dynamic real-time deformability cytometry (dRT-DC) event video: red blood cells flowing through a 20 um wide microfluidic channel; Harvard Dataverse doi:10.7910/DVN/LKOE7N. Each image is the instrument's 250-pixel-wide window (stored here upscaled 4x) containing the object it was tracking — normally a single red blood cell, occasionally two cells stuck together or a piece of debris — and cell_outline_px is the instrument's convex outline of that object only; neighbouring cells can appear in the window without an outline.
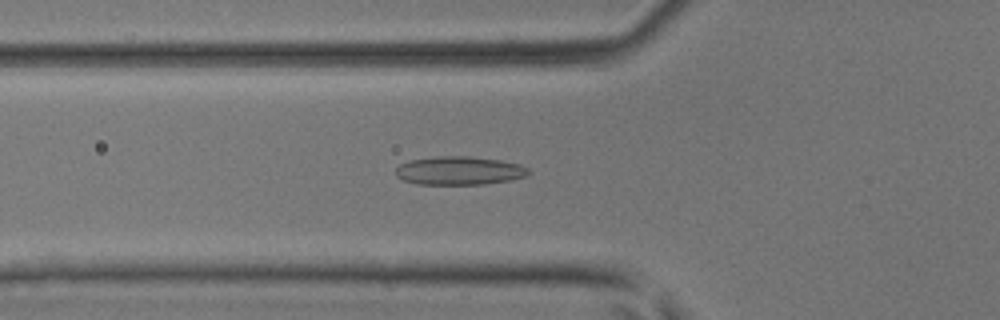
{"species": "common noctule bat (a hibernating species)", "species_latin": "Nyctalus noctula", "temperature_condition": "room temperature", "stored_images_in_passage": 39, "camera_frame_rate_fps": 3000, "um_per_image_px": 0.085, "animal": {"sex": "male", "body_mass_g": 17.9, "forearm_length_mm": 54.2}, "frame": {"image": 1, "passage_image": 9, "time_ms": 2.667, "image_size_px": [1000, 320], "cell_outline_px": [[532, 172], [524, 176], [508, 180], [484, 184], [416, 184], [404, 180], [396, 176], [396, 168], [400, 164], [412, 160], [436, 156], [468, 156], [500, 160], [520, 164], [528, 168]], "centroid_in_image_um": [39.04, 14.5], "position_along_channel_um": 86.8, "area_um2": 21.91}}
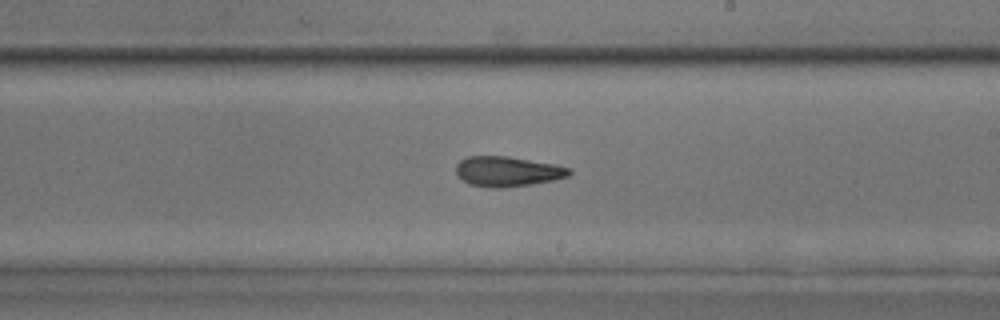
{"frame": {"image": 2, "passage_image": 20, "time_ms": 6.333, "image_size_px": [1000, 320], "cell_outline_px": [[572, 172], [568, 176], [552, 180], [532, 184], [500, 188], [488, 188], [468, 184], [456, 172], [456, 164], [460, 160], [468, 156], [508, 156], [556, 164], [572, 168]], "centroid_in_image_um": [43.15, 14.57], "position_along_channel_um": 245.8, "area_um2": 19.94}}
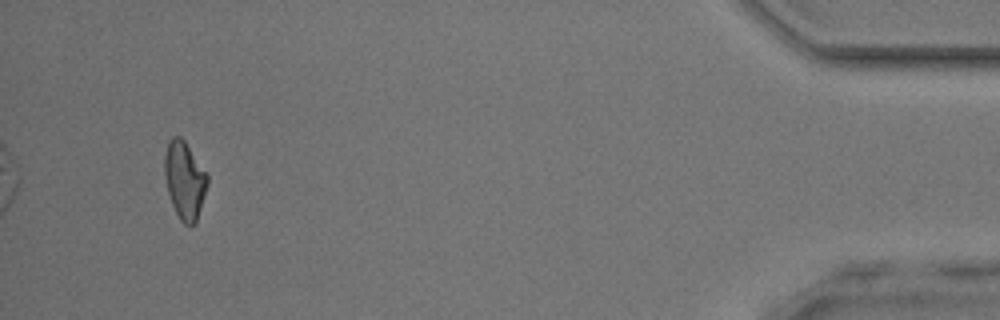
{"frame": {"image": 3, "passage_image": 37, "time_ms": 12.0, "image_size_px": [1000, 320], "cell_outline_px": [[208, 184], [196, 224], [184, 224], [180, 220], [172, 204], [168, 192], [164, 176], [164, 156], [168, 140], [172, 136], [180, 136], [184, 140], [208, 176]], "centroid_in_image_um": [15.68, 15.31], "position_along_channel_um": 419.5, "area_um2": 19.31}}